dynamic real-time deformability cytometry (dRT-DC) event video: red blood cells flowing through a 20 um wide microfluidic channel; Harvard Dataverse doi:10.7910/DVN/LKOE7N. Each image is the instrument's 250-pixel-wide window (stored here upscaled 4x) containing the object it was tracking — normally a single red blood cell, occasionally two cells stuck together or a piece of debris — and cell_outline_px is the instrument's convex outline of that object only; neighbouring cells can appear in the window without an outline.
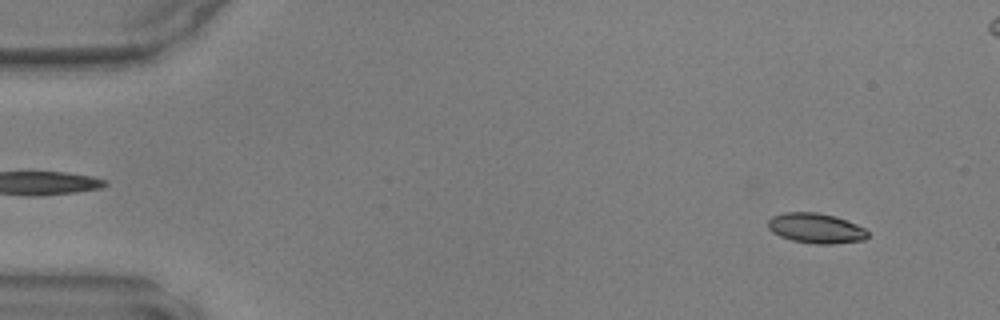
{"species": "common noctule bat (a hibernating species)", "species_latin": "Nyctalus noctula", "temperature_condition": "warm", "stored_images_in_passage": 14, "camera_frame_rate_fps": 3000, "um_per_image_px": 0.085, "animal": {"sex": "male", "body_mass_g": 17.9, "forearm_length_mm": 54.2}, "frame": {"image": 1, "passage_image": 4, "time_ms": 1.0, "image_size_px": [1000, 320], "cell_outline_px": [[868, 236], [864, 240], [832, 244], [816, 244], [792, 240], [780, 236], [772, 232], [768, 228], [768, 220], [772, 216], [784, 212], [816, 212], [836, 216], [856, 224], [864, 228], [868, 232]], "centroid_in_image_um": [69.34, 19.39], "position_along_channel_um": 15.7, "area_um2": 17.51}}